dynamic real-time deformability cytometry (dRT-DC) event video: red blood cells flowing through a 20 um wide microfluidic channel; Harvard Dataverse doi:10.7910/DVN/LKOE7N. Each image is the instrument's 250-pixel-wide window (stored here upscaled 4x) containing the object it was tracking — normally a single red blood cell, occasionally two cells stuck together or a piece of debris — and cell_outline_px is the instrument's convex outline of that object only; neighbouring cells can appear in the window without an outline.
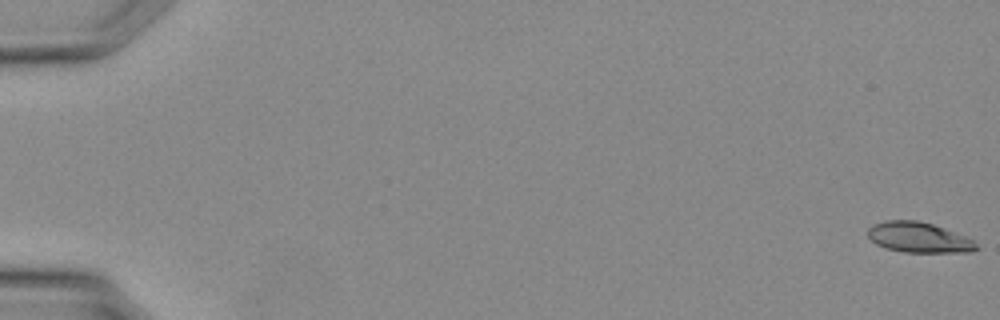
{"species": "Egyptian fruit bat (a non-hibernating species)", "species_latin": "Rousettus aegyptiacus", "temperature_condition": "warm", "stored_images_in_passage": 37, "camera_frame_rate_fps": 3000, "um_per_image_px": 0.085, "animal": {"sex": "female"}, "frame": {"image": 1, "passage_image": 1, "time_ms": 0.0, "image_size_px": [1000, 320], "cell_outline_px": [[980, 248], [972, 252], [904, 252], [884, 248], [876, 244], [868, 236], [868, 228], [872, 224], [888, 220], [916, 220], [932, 224], [956, 232], [972, 240]], "centroid_in_image_um": [78.08, 20.18], "position_along_channel_um": 6.9, "area_um2": 19.19}}
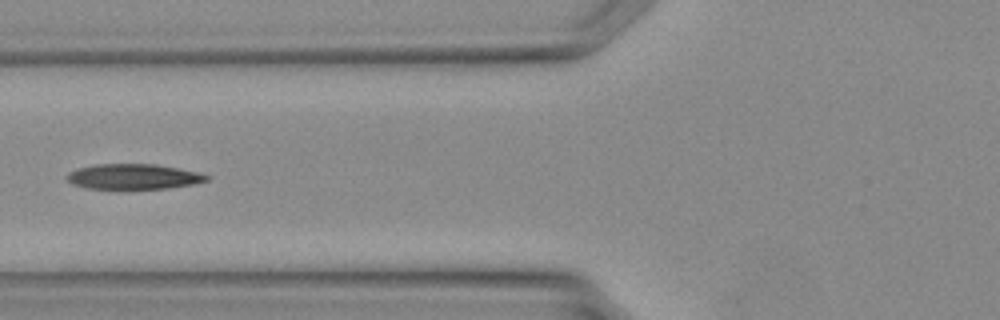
{"frame": {"image": 2, "passage_image": 16, "time_ms": 5.0, "image_size_px": [1000, 320], "cell_outline_px": [[208, 180], [192, 184], [164, 188], [88, 188], [72, 184], [64, 176], [68, 172], [76, 168], [96, 164], [156, 164], [196, 172], [208, 176]], "centroid_in_image_um": [11.26, 15.0], "position_along_channel_um": 114.5, "area_um2": 20.23}}
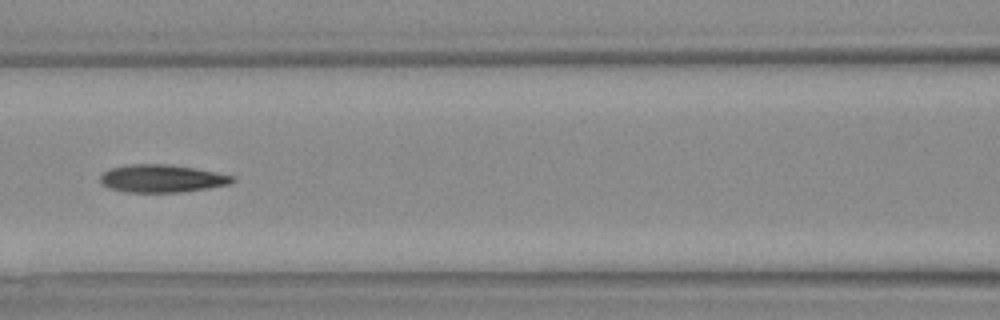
{"frame": {"image": 3, "passage_image": 18, "time_ms": 5.667, "image_size_px": [1000, 320], "cell_outline_px": [[236, 180], [228, 184], [204, 188], [176, 192], [128, 192], [108, 188], [100, 184], [100, 176], [104, 172], [112, 168], [132, 164], [172, 164], [216, 172], [236, 176]], "centroid_in_image_um": [13.74, 15.16], "position_along_channel_um": 152.9, "area_um2": 21.21}}